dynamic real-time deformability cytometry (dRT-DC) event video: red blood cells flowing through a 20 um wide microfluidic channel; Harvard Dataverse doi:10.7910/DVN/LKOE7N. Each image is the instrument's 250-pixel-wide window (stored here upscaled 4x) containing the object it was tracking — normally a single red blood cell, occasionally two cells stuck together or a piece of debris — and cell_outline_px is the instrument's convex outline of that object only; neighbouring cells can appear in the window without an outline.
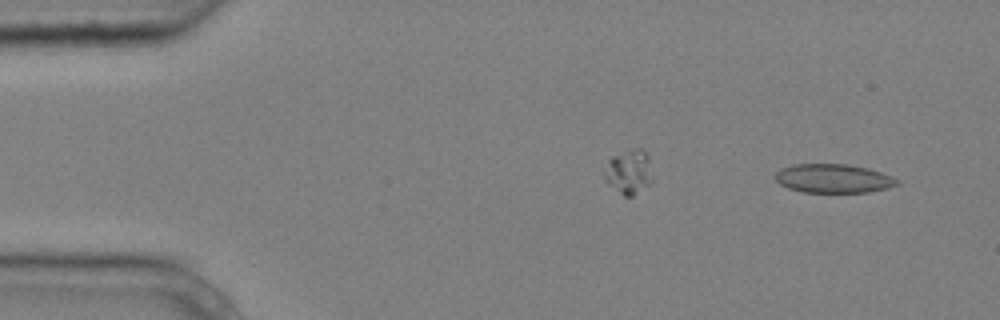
{"species": "common noctule bat (a hibernating species)", "species_latin": "Nyctalus noctula", "temperature_condition": "cold", "stored_images_in_passage": 4, "camera_frame_rate_fps": 3000, "um_per_image_px": 0.085, "animal": {"sex": "male", "body_mass_g": 20.4}, "frame": {"image": 1, "passage_image": 1, "time_ms": 0.0, "image_size_px": [1000, 320], "cell_outline_px": [[900, 184], [888, 188], [868, 192], [804, 192], [788, 188], [780, 184], [772, 176], [780, 168], [792, 164], [848, 164], [868, 168], [880, 172], [900, 180]], "centroid_in_image_um": [70.81, 15.16], "position_along_channel_um": 14.2, "area_um2": 20.63}}
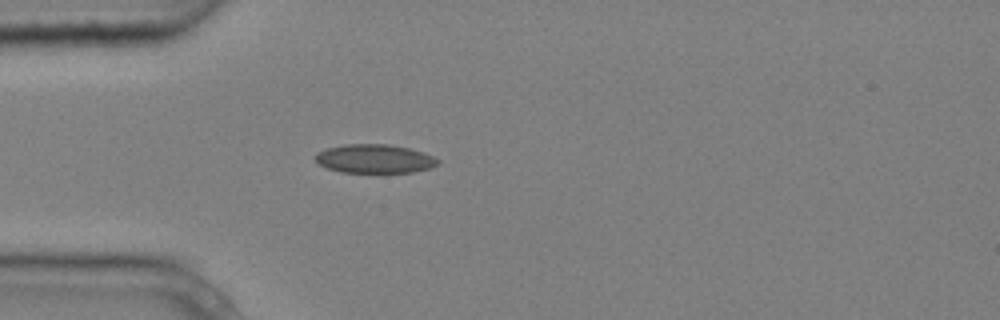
{"frame": {"image": 2, "passage_image": 4, "time_ms": 1.0, "image_size_px": [1000, 320], "cell_outline_px": [[440, 164], [432, 168], [412, 172], [340, 172], [328, 168], [320, 164], [316, 160], [316, 152], [328, 148], [344, 144], [388, 144], [408, 148], [424, 152], [440, 160]], "centroid_in_image_um": [31.88, 13.49], "position_along_channel_um": 53.1, "area_um2": 20.52}}